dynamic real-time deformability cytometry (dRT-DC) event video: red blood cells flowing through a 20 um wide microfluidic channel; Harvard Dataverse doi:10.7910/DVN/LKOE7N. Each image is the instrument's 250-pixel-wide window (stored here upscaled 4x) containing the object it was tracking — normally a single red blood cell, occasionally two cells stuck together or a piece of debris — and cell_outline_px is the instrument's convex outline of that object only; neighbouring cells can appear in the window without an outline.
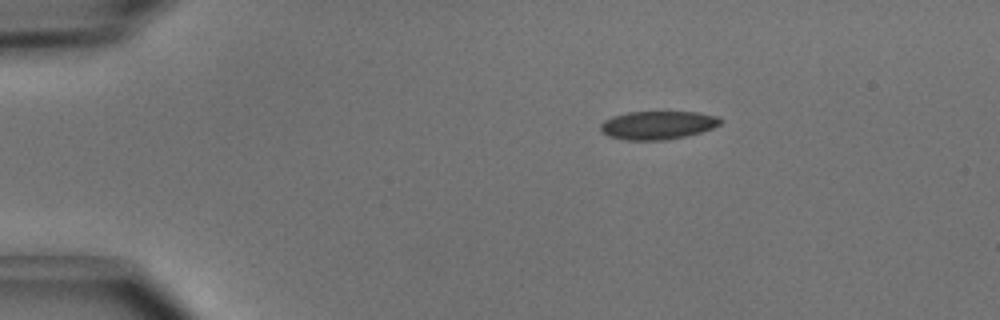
{"species": "common noctule bat (a hibernating species)", "species_latin": "Nyctalus noctula", "temperature_condition": "cold", "stored_images_in_passage": 6, "camera_frame_rate_fps": 3000, "um_per_image_px": 0.085, "animal": {"sex": "male", "body_mass_g": 15.6}, "frame": {"image": 1, "passage_image": 1, "time_ms": 0.0, "image_size_px": [1000, 320], "cell_outline_px": [[724, 120], [720, 124], [712, 128], [700, 132], [668, 140], [624, 140], [608, 136], [600, 132], [600, 124], [604, 120], [612, 116], [628, 112], [696, 112], [716, 116]], "centroid_in_image_um": [55.87, 10.64], "position_along_channel_um": 29.1, "area_um2": 19.88}}
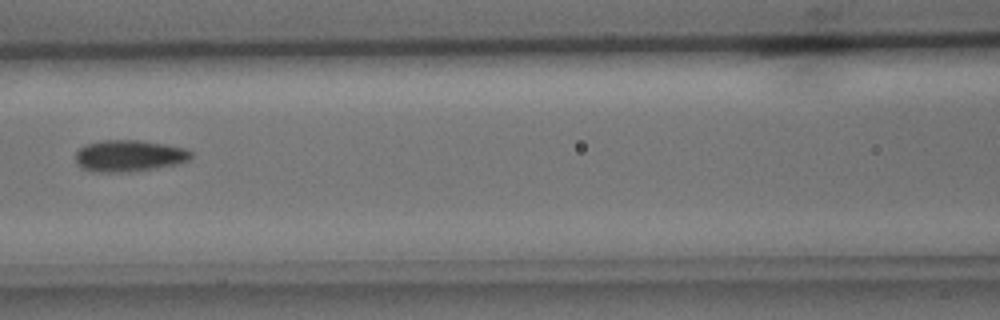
{"frame": {"image": 2, "passage_image": 5, "time_ms": 1.333, "image_size_px": [1000, 320], "cell_outline_px": [[192, 160], [180, 164], [128, 172], [92, 172], [80, 168], [76, 164], [76, 152], [84, 144], [100, 140], [140, 140], [164, 144], [184, 148], [192, 152]], "centroid_in_image_um": [10.96, 13.25], "position_along_channel_um": 155.6, "area_um2": 21.62}}
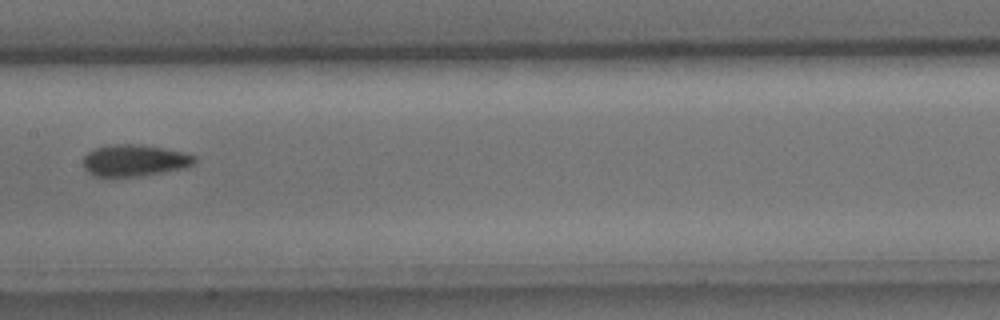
{"frame": {"image": 3, "passage_image": 6, "time_ms": 1.667, "image_size_px": [1000, 320], "cell_outline_px": [[196, 160], [192, 164], [184, 168], [140, 176], [96, 176], [88, 172], [84, 168], [84, 156], [88, 152], [96, 148], [112, 144], [140, 144], [164, 148], [184, 152], [196, 156]], "centroid_in_image_um": [11.44, 13.62], "position_along_channel_um": 196.0, "area_um2": 20.4}}